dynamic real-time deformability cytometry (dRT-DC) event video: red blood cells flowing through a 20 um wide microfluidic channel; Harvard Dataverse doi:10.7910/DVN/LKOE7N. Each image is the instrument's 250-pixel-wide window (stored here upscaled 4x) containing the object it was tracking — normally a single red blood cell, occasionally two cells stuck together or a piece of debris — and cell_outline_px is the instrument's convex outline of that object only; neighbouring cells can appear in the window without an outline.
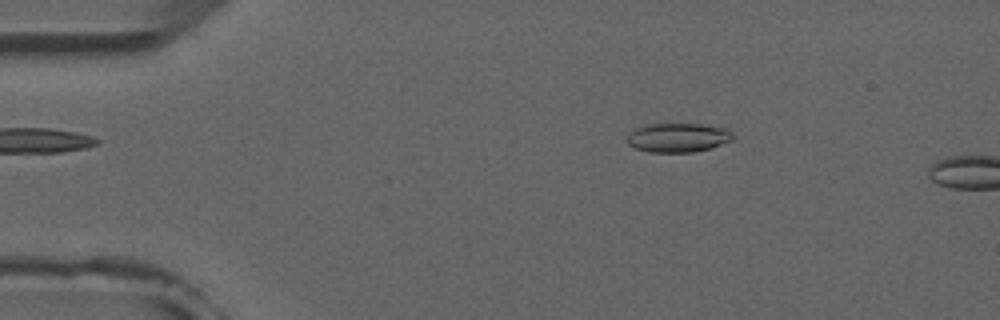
{"species": "common noctule bat (a hibernating species)", "species_latin": "Nyctalus noctula", "temperature_condition": "room temperature", "stored_images_in_passage": 2, "camera_frame_rate_fps": 3000, "um_per_image_px": 0.085, "animal": {"sex": "male", "forearm_length_mm": 52.5}, "frame": {"image": 1, "passage_image": 1, "time_ms": 0.0, "image_size_px": [1000, 320], "cell_outline_px": [[732, 140], [712, 148], [692, 152], [648, 152], [636, 148], [628, 144], [628, 132], [636, 128], [648, 124], [700, 124], [728, 128], [732, 132]], "centroid_in_image_um": [57.64, 11.69], "position_along_channel_um": 27.4, "area_um2": 17.98}}